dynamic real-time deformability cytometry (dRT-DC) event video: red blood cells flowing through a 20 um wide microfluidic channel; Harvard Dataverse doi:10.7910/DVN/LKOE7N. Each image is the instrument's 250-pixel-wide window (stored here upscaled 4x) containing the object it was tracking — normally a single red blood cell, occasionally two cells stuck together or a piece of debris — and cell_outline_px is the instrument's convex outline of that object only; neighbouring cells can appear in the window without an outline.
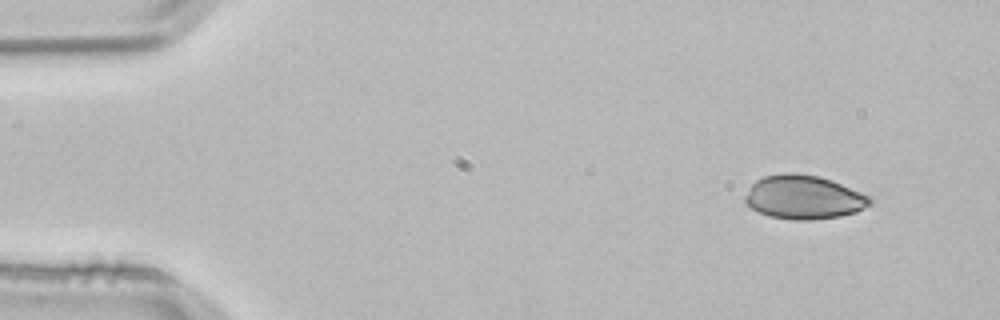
{"species": "common noctule bat (a hibernating species)", "species_latin": "Nyctalus noctula", "temperature_condition": "room temperature", "stored_images_in_passage": 3, "camera_frame_rate_fps": 3000, "um_per_image_px": 0.085, "animal": {"sex": "male", "body_mass_g": 21.5, "forearm_length_mm": 52.0}, "frame": {"image": 1, "passage_image": 1, "time_ms": 0.0, "image_size_px": [1000, 320], "cell_outline_px": [[872, 204], [856, 212], [840, 216], [812, 220], [792, 220], [768, 216], [744, 204], [744, 196], [752, 184], [756, 180], [764, 176], [784, 172], [796, 172], [820, 176], [832, 180], [868, 196], [872, 200]], "centroid_in_image_um": [68.28, 16.76], "position_along_channel_um": 16.7, "area_um2": 32.08}}